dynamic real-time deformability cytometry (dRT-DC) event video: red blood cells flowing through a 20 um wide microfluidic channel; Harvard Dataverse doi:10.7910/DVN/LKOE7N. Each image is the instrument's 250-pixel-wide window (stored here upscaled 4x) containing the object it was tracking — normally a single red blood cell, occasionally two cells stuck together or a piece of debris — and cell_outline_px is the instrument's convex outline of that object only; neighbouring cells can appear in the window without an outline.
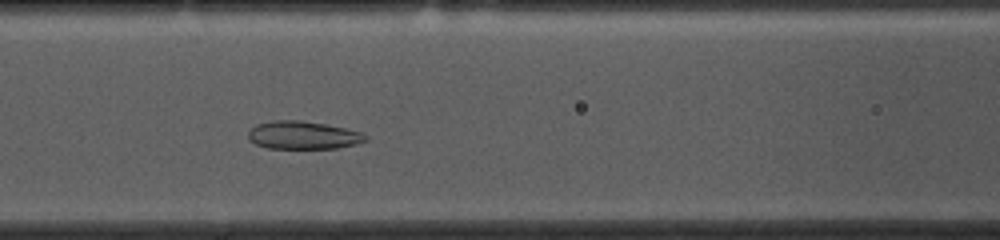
{"species": "common noctule bat (a hibernating species)", "species_latin": "Nyctalus noctula", "temperature_condition": "cold", "stored_images_in_passage": 40, "camera_frame_rate_fps": 3000, "um_per_image_px": 0.085, "animal": {"sex": "female", "body_mass_g": 10.0, "forearm_length_mm": 53.1}, "frame": {"image": 1, "passage_image": 15, "time_ms": 4.667, "image_size_px": [1000, 240], "cell_outline_px": [[368, 140], [356, 144], [336, 148], [268, 148], [256, 144], [248, 136], [248, 132], [256, 124], [272, 120], [300, 120], [348, 128], [360, 132], [368, 136]], "centroid_in_image_um": [25.79, 11.48], "position_along_channel_um": 140.8, "area_um2": 19.07}}
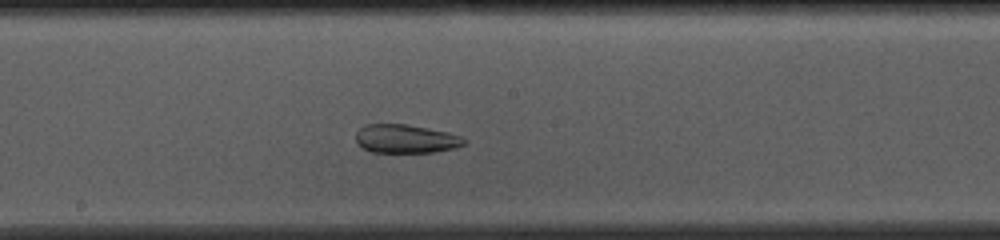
{"frame": {"image": 2, "passage_image": 21, "time_ms": 6.667, "image_size_px": [1000, 240], "cell_outline_px": [[464, 144], [456, 148], [436, 152], [372, 152], [356, 144], [356, 132], [364, 124], [408, 124], [448, 132], [460, 136], [464, 140]], "centroid_in_image_um": [34.46, 11.79], "position_along_channel_um": 213.7, "area_um2": 18.09}}
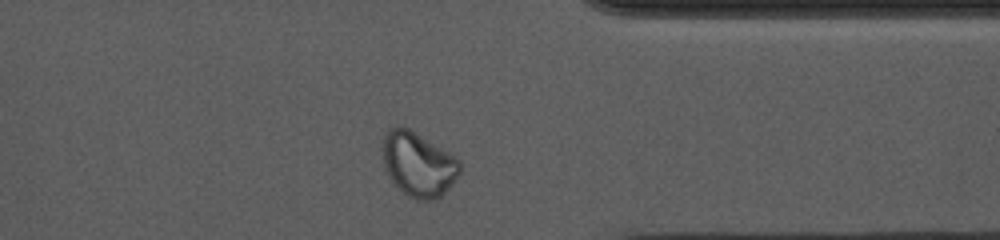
{"frame": {"image": 3, "passage_image": 35, "time_ms": 11.333, "image_size_px": [1000, 240], "cell_outline_px": [[460, 172], [448, 188], [436, 200], [416, 200], [408, 196], [392, 180], [384, 168], [384, 136], [396, 124], [408, 128], [448, 152], [460, 160]], "centroid_in_image_um": [35.56, 13.97], "position_along_channel_um": 375.8, "area_um2": 28.38}, "authors_computed_cell_mechanics": {"area_um2": 22.4264, "velocity_mm_per_s": 3.66, "shape_relaxation_time_tau1_ms": null, "shape_relaxation_time_tau2_ms": 1.9589, "deformation_change_tau1": null, "deformation_change_tau2": 0.066}}